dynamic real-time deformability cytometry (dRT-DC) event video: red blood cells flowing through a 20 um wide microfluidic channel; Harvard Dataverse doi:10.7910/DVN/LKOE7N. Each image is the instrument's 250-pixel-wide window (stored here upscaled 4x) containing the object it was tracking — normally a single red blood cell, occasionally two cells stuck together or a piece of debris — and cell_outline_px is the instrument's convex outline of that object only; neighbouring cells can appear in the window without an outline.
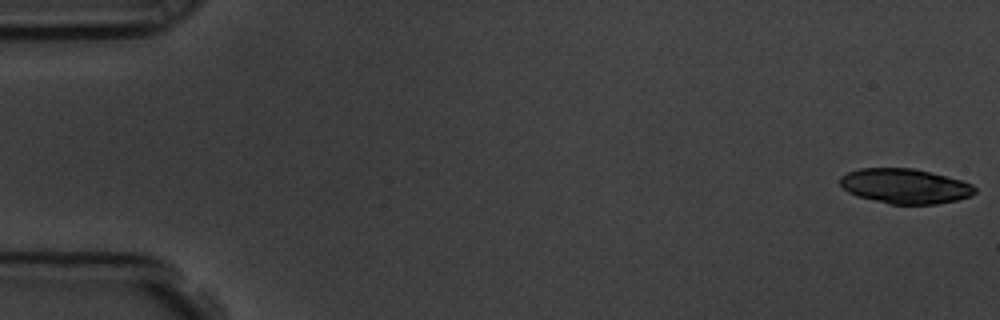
{"species": "common noctule bat (a hibernating species)", "species_latin": "Nyctalus noctula", "temperature_condition": "room temperature", "stored_images_in_passage": 56, "segment_of_instrument_passage": [1, 2], "camera_frame_rate_fps": 3000, "um_per_image_px": 0.085, "animal": {"sex": "male", "body_mass_g": 19.5, "forearm_length_mm": 54.6}, "frame": {"image": 1, "passage_image": 1, "time_ms": 0.0, "image_size_px": [1000, 320], "cell_outline_px": [[976, 192], [972, 196], [956, 200], [936, 204], [888, 204], [856, 196], [848, 192], [840, 184], [840, 176], [848, 172], [860, 168], [912, 168], [960, 180], [972, 184], [976, 188]], "centroid_in_image_um": [76.91, 15.83], "position_along_channel_um": 8.1, "area_um2": 27.34}}